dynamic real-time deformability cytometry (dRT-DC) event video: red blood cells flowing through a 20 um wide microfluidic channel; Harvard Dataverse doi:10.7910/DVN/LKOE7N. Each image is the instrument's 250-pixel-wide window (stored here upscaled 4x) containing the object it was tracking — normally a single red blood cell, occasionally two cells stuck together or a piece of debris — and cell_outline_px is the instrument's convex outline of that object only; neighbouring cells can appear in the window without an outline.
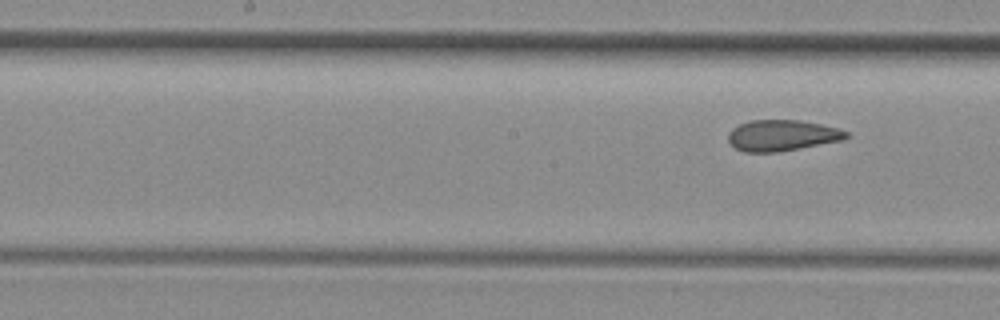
{"species": "common noctule bat (a hibernating species)", "species_latin": "Nyctalus noctula", "temperature_condition": "room temperature", "stored_images_in_passage": 5, "segment_of_instrument_passage": [2, 2], "camera_frame_rate_fps": 3000, "um_per_image_px": 0.085, "animal": {"sex": "female", "body_mass_g": 29.2, "forearm_length_mm": 56.3}, "frame": {"image": 1, "passage_image": 5, "time_ms": 1.333, "image_size_px": [1000, 320], "cell_outline_px": [[848, 136], [844, 140], [780, 152], [744, 152], [736, 148], [728, 140], [728, 132], [732, 128], [740, 124], [752, 120], [800, 120], [820, 124], [836, 128], [848, 132]], "centroid_in_image_um": [66.47, 11.52], "position_along_channel_um": 181.7, "area_um2": 21.33}}